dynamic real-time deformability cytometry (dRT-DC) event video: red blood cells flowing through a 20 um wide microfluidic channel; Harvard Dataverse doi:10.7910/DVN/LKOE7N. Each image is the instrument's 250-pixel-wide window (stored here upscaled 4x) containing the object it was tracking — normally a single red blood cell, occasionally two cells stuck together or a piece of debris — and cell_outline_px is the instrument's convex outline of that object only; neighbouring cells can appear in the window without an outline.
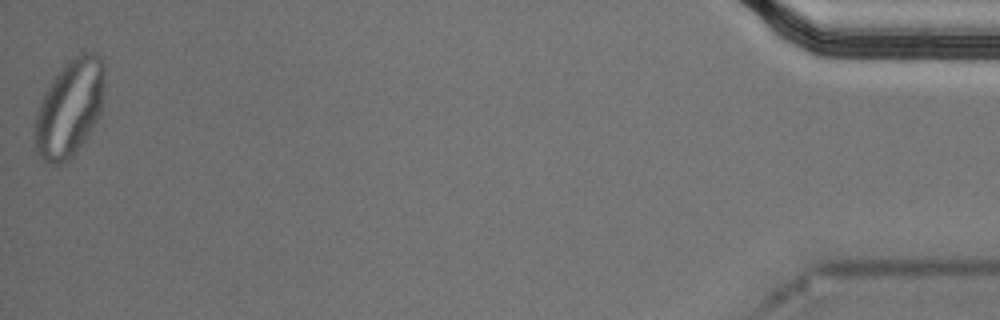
{"species": "Egyptian fruit bat (a non-hibernating species)", "species_latin": "Rousettus aegyptiacus", "temperature_condition": "cold", "stored_images_in_passage": 46, "segment_of_instrument_passage": [2, 2], "camera_frame_rate_fps": 3000, "um_per_image_px": 0.085, "animal": {"sex": "male"}, "frame": {"image": 1, "passage_image": 46, "time_ms": 15.0, "image_size_px": [1000, 320], "cell_outline_px": [[104, 84], [100, 112], [92, 128], [76, 152], [68, 160], [60, 164], [48, 164], [36, 152], [32, 132], [36, 116], [40, 104], [52, 80], [80, 52], [96, 52], [100, 56], [104, 64]], "centroid_in_image_um": [5.91, 9.23], "position_along_channel_um": 429.3, "area_um2": 38.96}}